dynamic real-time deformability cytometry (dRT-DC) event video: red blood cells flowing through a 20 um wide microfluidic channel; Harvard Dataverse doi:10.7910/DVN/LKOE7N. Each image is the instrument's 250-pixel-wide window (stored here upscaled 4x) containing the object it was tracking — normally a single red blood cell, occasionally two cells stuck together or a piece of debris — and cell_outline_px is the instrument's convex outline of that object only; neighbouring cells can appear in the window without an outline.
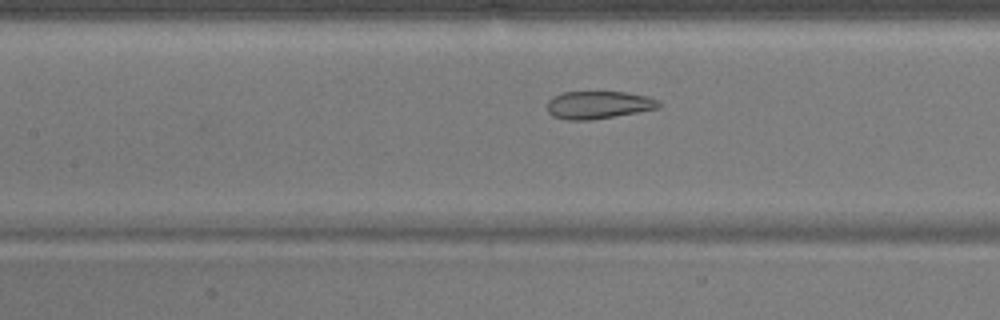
{"species": "common noctule bat (a hibernating species)", "species_latin": "Nyctalus noctula", "temperature_condition": "warm", "stored_images_in_passage": 34, "camera_frame_rate_fps": 3000, "um_per_image_px": 0.085, "animal": {"sex": "male", "body_mass_g": 17.9}, "frame": {"image": 1, "passage_image": 12, "time_ms": 3.667, "image_size_px": [1000, 320], "cell_outline_px": [[660, 108], [592, 120], [568, 120], [552, 116], [548, 112], [548, 100], [552, 96], [564, 92], [624, 92], [648, 96], [660, 100]], "centroid_in_image_um": [50.87, 8.92], "position_along_channel_um": 156.5, "area_um2": 18.09}}
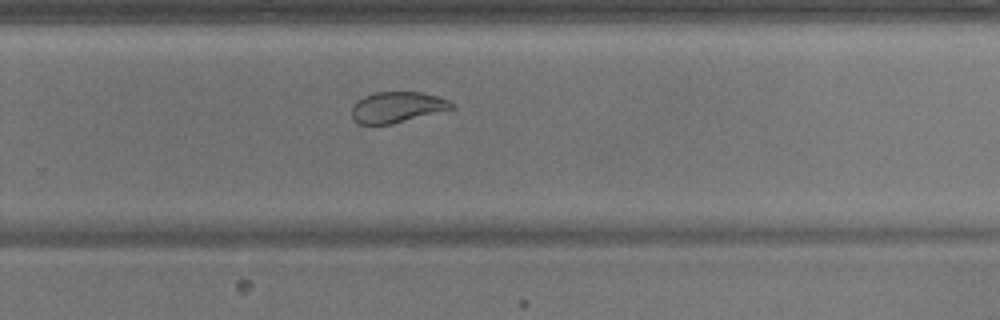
{"frame": {"image": 2, "passage_image": 23, "time_ms": 7.333, "image_size_px": [1000, 320], "cell_outline_px": [[456, 104], [452, 108], [392, 124], [360, 124], [352, 116], [352, 108], [364, 96], [376, 92], [420, 92], [436, 96], [448, 100]], "centroid_in_image_um": [33.76, 9.1], "position_along_channel_um": 296.0, "area_um2": 17.46}}
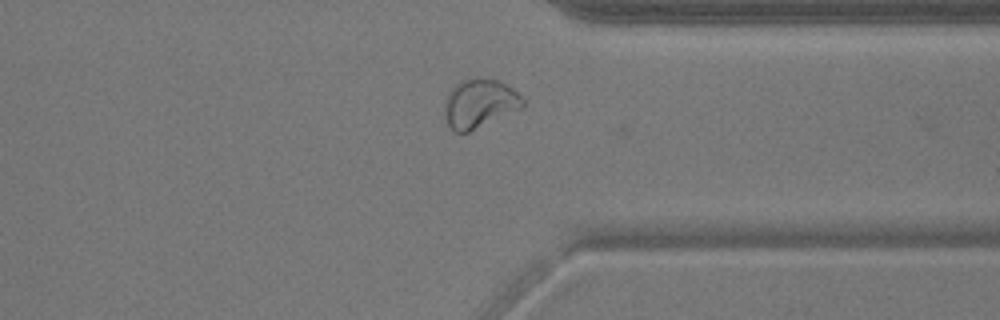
{"frame": {"image": 3, "passage_image": 29, "time_ms": 9.333, "image_size_px": [1000, 320], "cell_outline_px": [[524, 104], [468, 132], [456, 132], [448, 124], [444, 116], [444, 100], [448, 92], [460, 80], [476, 76], [496, 80], [512, 88], [524, 100]], "centroid_in_image_um": [40.66, 8.74], "position_along_channel_um": 370.7, "area_um2": 21.68}, "authors_computed_cell_mechanics": {"area_um2": 18.7272, "velocity_mm_per_s": 3.8312, "shape_relaxation_time_tau1_ms": null, "shape_relaxation_time_tau2_ms": 0.8711, "deformation_change_tau1": null, "deformation_change_tau2": 0.0583}}